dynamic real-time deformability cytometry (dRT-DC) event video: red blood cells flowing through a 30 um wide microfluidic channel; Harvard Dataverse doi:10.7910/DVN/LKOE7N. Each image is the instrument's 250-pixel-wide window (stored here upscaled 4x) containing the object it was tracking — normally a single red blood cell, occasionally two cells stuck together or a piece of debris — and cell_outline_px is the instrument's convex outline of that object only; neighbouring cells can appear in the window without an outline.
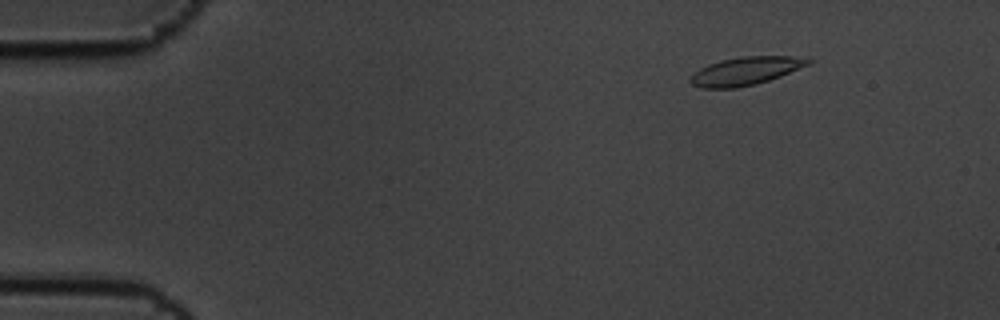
{"species": "common noctule bat (a hibernating species)", "species_latin": "Nyctalus noctula", "temperature_condition": "cold", "stored_images_in_passage": 7, "camera_frame_rate_fps": 3000, "um_per_image_px": 0.085, "animal": {"sex": "male", "body_mass_g": 19.5, "forearm_length_mm": 54.6}, "frame": {"image": 1, "passage_image": 3, "time_ms": 0.667, "image_size_px": [1000, 320], "cell_outline_px": [[812, 64], [780, 76], [756, 84], [736, 88], [700, 88], [692, 84], [688, 80], [700, 68], [708, 64], [720, 60], [744, 56], [792, 56], [812, 60]], "centroid_in_image_um": [63.38, 6.03], "position_along_channel_um": 21.6, "area_um2": 19.25}}
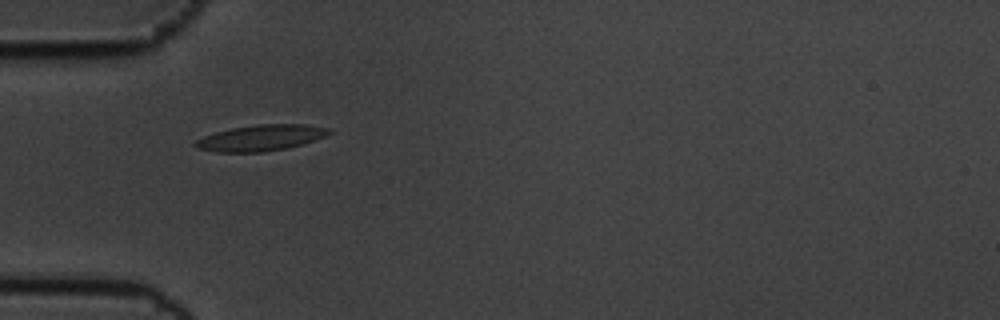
{"frame": {"image": 2, "passage_image": 6, "time_ms": 1.667, "image_size_px": [1000, 320], "cell_outline_px": [[332, 132], [328, 136], [288, 148], [260, 152], [216, 152], [196, 148], [192, 144], [196, 140], [204, 136], [216, 132], [232, 128], [256, 124], [304, 124], [328, 128]], "centroid_in_image_um": [22.17, 11.72], "position_along_channel_um": 62.8, "area_um2": 20.29}}
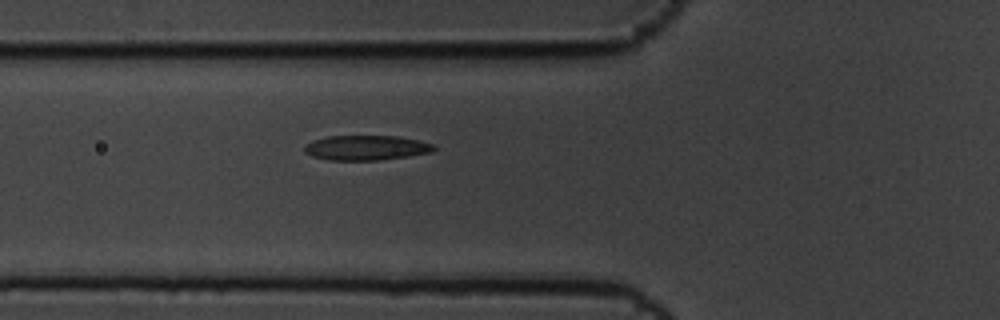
{"frame": {"image": 3, "passage_image": 7, "time_ms": 2.0, "image_size_px": [1000, 320], "cell_outline_px": [[436, 148], [432, 152], [408, 156], [380, 160], [328, 160], [312, 156], [304, 152], [304, 144], [312, 140], [328, 136], [400, 136], [436, 144]], "centroid_in_image_um": [31.13, 12.55], "position_along_channel_um": 94.7, "area_um2": 18.96}}